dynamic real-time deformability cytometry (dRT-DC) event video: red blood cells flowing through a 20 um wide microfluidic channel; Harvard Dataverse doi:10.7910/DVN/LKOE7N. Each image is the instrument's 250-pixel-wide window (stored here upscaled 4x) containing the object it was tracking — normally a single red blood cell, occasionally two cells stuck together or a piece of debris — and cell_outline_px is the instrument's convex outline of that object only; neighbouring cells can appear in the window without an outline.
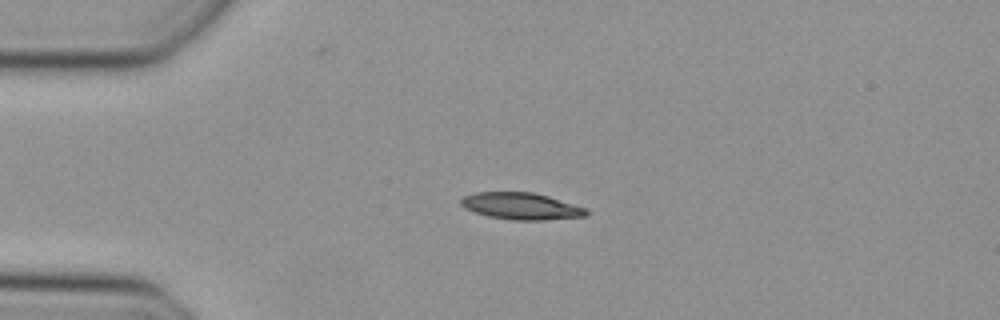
{"species": "Egyptian fruit bat (a non-hibernating species)", "species_latin": "Rousettus aegyptiacus", "temperature_condition": "cold", "stored_images_in_passage": 45, "camera_frame_rate_fps": 3000, "um_per_image_px": 0.085, "animal": {"sex": "female"}, "frame": {"image": 1, "passage_image": 8, "time_ms": 2.333, "image_size_px": [1000, 320], "cell_outline_px": [[588, 216], [544, 220], [512, 220], [488, 216], [464, 208], [460, 204], [460, 200], [464, 196], [476, 192], [532, 192], [548, 196], [588, 208]], "centroid_in_image_um": [44.33, 17.52], "position_along_channel_um": 40.7, "area_um2": 19.65}}
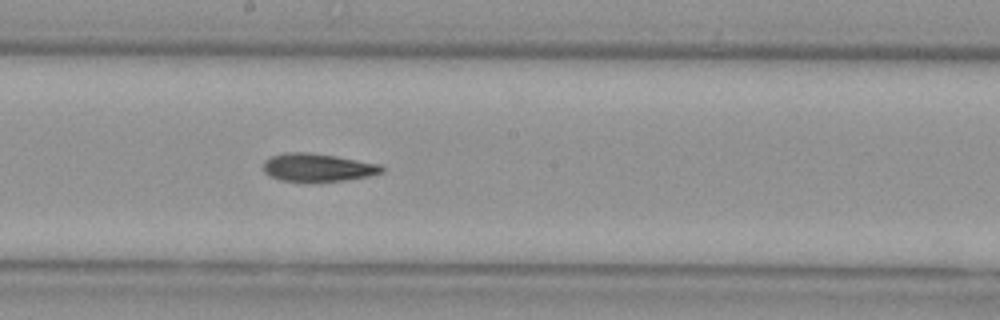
{"frame": {"image": 2, "passage_image": 23, "time_ms": 7.333, "image_size_px": [1000, 320], "cell_outline_px": [[384, 172], [368, 176], [344, 180], [280, 180], [268, 176], [264, 172], [264, 160], [272, 156], [284, 152], [308, 152], [336, 156], [380, 164], [384, 168]], "centroid_in_image_um": [26.99, 14.21], "position_along_channel_um": 221.2, "area_um2": 19.02}}
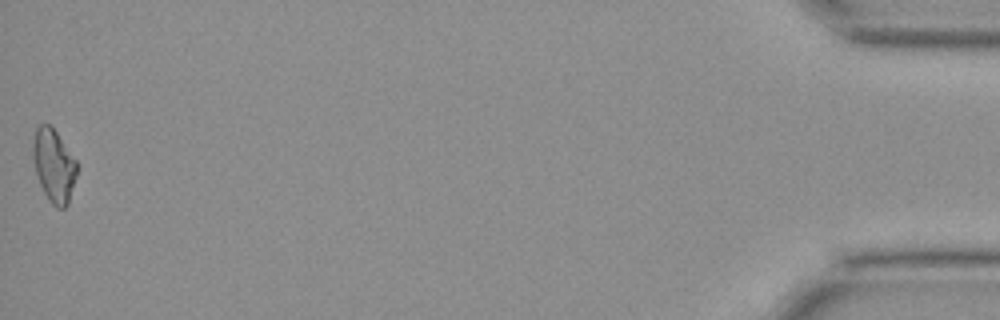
{"frame": {"image": 3, "passage_image": 45, "time_ms": 14.667, "image_size_px": [1000, 320], "cell_outline_px": [[76, 176], [68, 204], [64, 208], [56, 208], [48, 200], [40, 184], [36, 172], [32, 156], [32, 144], [36, 128], [40, 124], [48, 124], [56, 132], [76, 160]], "centroid_in_image_um": [4.56, 14.08], "position_along_channel_um": 430.6, "area_um2": 18.5}}